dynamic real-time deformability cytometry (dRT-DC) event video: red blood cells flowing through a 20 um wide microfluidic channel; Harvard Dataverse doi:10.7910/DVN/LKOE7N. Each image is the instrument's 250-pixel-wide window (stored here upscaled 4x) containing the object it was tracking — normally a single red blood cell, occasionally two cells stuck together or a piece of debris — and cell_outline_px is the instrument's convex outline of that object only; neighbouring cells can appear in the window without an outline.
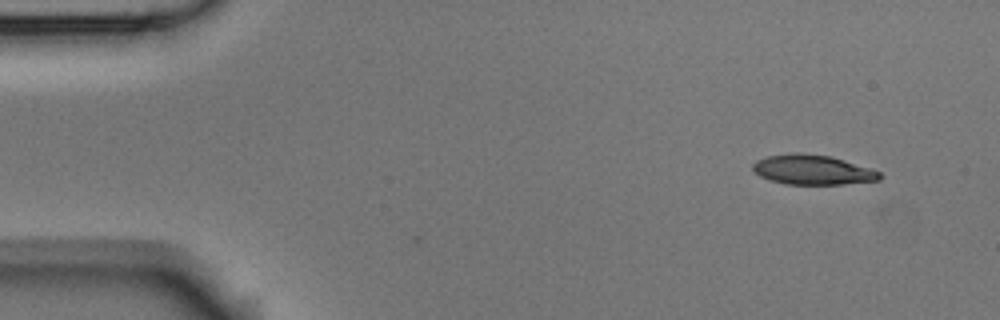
{"species": "Egyptian fruit bat (a non-hibernating species)", "species_latin": "Rousettus aegyptiacus", "temperature_condition": "room temperature", "stored_images_in_passage": 3, "camera_frame_rate_fps": 3000, "um_per_image_px": 0.085, "animal": {"sex": "male"}, "frame": {"image": 1, "passage_image": 1, "time_ms": 0.0, "image_size_px": [1000, 320], "cell_outline_px": [[880, 180], [844, 184], [784, 184], [768, 180], [760, 176], [752, 168], [752, 164], [756, 160], [768, 156], [792, 152], [800, 152], [832, 156], [880, 172]], "centroid_in_image_um": [69.02, 14.42], "position_along_channel_um": 16.0, "area_um2": 22.02}}
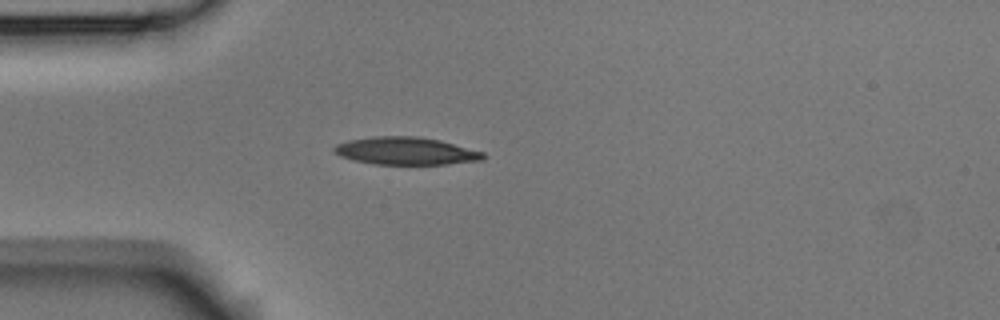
{"frame": {"image": 2, "passage_image": 3, "time_ms": 0.667, "image_size_px": [1000, 320], "cell_outline_px": [[484, 160], [448, 164], [372, 164], [352, 160], [340, 156], [332, 152], [332, 148], [336, 144], [348, 140], [372, 136], [416, 136], [440, 140], [484, 152]], "centroid_in_image_um": [34.45, 12.83], "position_along_channel_um": 50.5, "area_um2": 24.16}}